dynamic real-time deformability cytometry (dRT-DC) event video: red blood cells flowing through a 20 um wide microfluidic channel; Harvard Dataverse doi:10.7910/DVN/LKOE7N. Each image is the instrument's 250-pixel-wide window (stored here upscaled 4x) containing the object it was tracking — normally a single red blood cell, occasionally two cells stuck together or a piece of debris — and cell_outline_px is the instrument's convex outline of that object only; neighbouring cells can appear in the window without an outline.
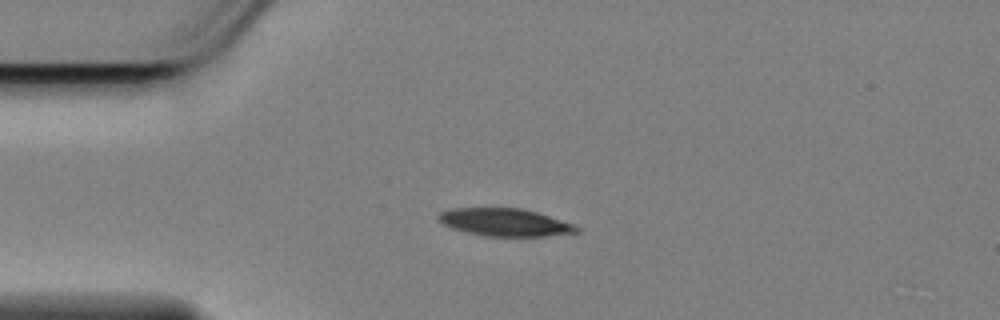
{"species": "Egyptian fruit bat (a non-hibernating species)", "species_latin": "Rousettus aegyptiacus", "temperature_condition": "cold", "stored_images_in_passage": 4, "camera_frame_rate_fps": 3000, "um_per_image_px": 0.085, "animal": {"sex": "female"}, "frame": {"image": 1, "passage_image": 1, "time_ms": 0.0, "image_size_px": [1000, 320], "cell_outline_px": [[580, 232], [548, 236], [484, 236], [464, 232], [452, 228], [444, 224], [436, 216], [440, 212], [452, 208], [520, 208], [536, 212], [572, 224], [580, 228]], "centroid_in_image_um": [42.89, 18.9], "position_along_channel_um": 42.1, "area_um2": 22.14}}